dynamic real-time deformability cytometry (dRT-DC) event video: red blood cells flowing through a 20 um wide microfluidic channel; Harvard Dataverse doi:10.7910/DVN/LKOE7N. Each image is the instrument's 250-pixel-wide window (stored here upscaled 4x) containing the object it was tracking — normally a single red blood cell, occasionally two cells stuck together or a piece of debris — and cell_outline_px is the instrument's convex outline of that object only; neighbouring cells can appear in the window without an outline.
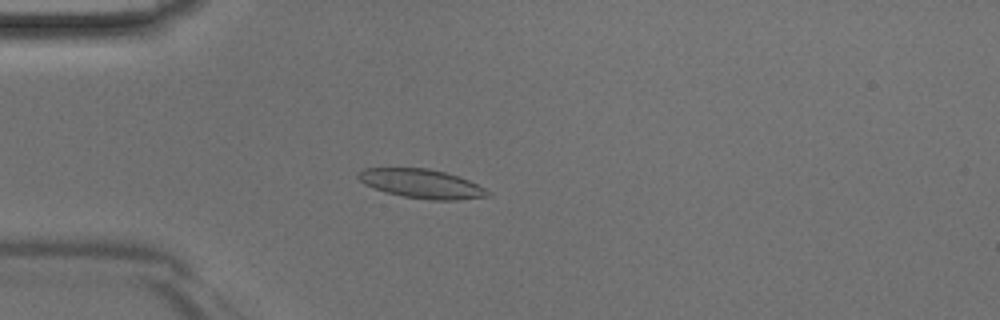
{"species": "Egyptian fruit bat (a non-hibernating species)", "species_latin": "Rousettus aegyptiacus", "temperature_condition": "room temperature", "stored_images_in_passage": 36, "camera_frame_rate_fps": 3000, "um_per_image_px": 0.085, "animal": {"sex": "male"}, "frame": {"image": 1, "passage_image": 3, "time_ms": 0.667, "image_size_px": [1000, 320], "cell_outline_px": [[492, 196], [456, 200], [428, 200], [404, 196], [388, 192], [364, 184], [356, 176], [364, 168], [428, 168], [444, 172], [468, 180], [492, 192]], "centroid_in_image_um": [35.87, 15.62], "position_along_channel_um": 49.1, "area_um2": 21.68}}
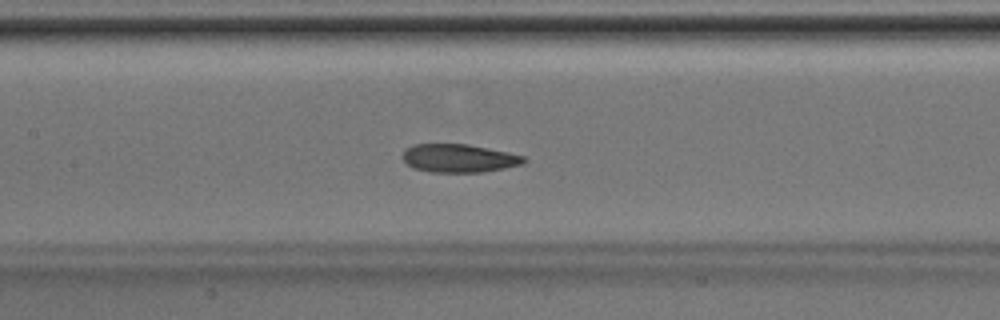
{"frame": {"image": 2, "passage_image": 12, "time_ms": 3.667, "image_size_px": [1000, 320], "cell_outline_px": [[528, 160], [524, 164], [484, 172], [428, 172], [412, 168], [400, 156], [404, 148], [412, 144], [468, 144], [508, 152], [524, 156]], "centroid_in_image_um": [38.98, 13.45], "position_along_channel_um": 168.4, "area_um2": 20.29}}
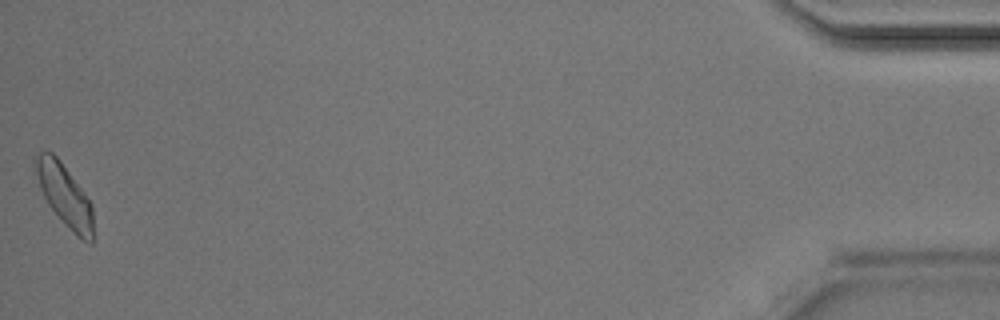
{"frame": {"image": 3, "passage_image": 36, "time_ms": 11.667, "image_size_px": [1000, 320], "cell_outline_px": [[92, 244], [76, 236], [64, 224], [48, 204], [40, 188], [32, 160], [32, 156], [40, 152], [52, 152], [60, 160], [84, 192], [92, 204]], "centroid_in_image_um": [5.45, 16.56], "position_along_channel_um": 429.7, "area_um2": 20.75}}